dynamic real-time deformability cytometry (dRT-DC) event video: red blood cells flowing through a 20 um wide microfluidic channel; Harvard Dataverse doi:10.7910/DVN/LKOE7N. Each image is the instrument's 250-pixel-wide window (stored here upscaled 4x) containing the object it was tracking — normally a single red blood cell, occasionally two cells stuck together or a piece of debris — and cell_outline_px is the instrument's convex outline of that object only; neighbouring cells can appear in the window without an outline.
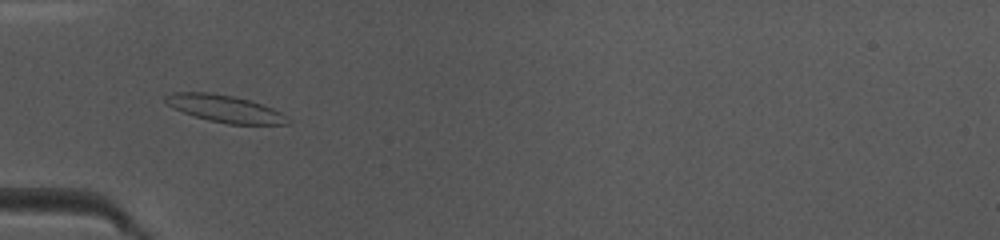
{"species": "common noctule bat (a hibernating species)", "species_latin": "Nyctalus noctula", "temperature_condition": "warm", "stored_images_in_passage": 49, "camera_frame_rate_fps": 3000, "um_per_image_px": 0.085, "animal": {"sex": "female", "body_mass_g": 10.0, "forearm_length_mm": 53.1}, "frame": {"image": 1, "passage_image": 16, "time_ms": 5.0, "image_size_px": [1000, 240], "cell_outline_px": [[292, 120], [288, 124], [228, 124], [208, 120], [184, 112], [168, 104], [164, 100], [164, 96], [172, 92], [208, 92], [232, 96], [252, 100], [272, 108], [280, 112]], "centroid_in_image_um": [19.15, 9.23], "position_along_channel_um": 65.9, "area_um2": 19.19}}
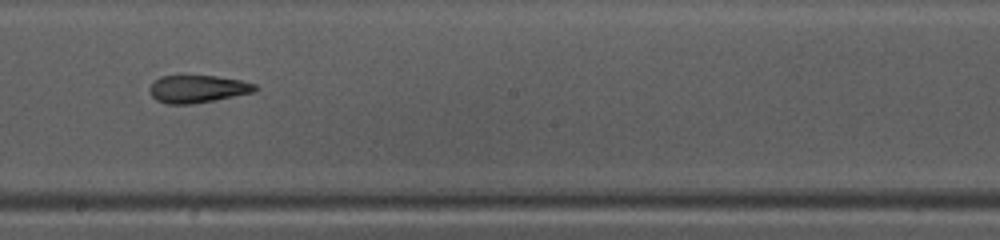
{"frame": {"image": 2, "passage_image": 28, "time_ms": 9.0, "image_size_px": [1000, 240], "cell_outline_px": [[256, 92], [216, 100], [192, 104], [168, 104], [156, 100], [152, 96], [148, 88], [160, 76], [216, 76], [244, 80], [256, 84]], "centroid_in_image_um": [16.84, 7.56], "position_along_channel_um": 231.4, "area_um2": 17.05}}
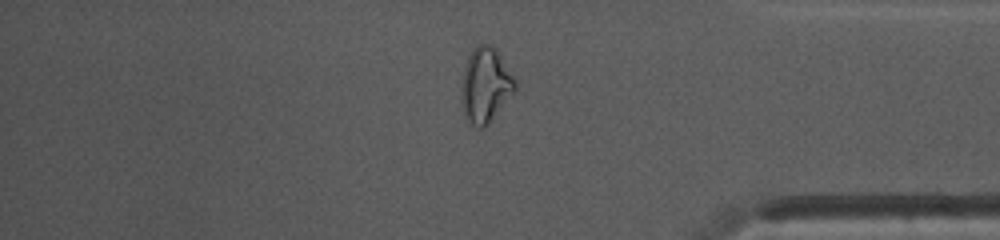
{"frame": {"image": 3, "passage_image": 41, "time_ms": 13.333, "image_size_px": [1000, 240], "cell_outline_px": [[516, 88], [488, 124], [484, 128], [480, 128], [472, 124], [468, 120], [464, 112], [460, 96], [460, 88], [464, 68], [468, 56], [472, 48], [476, 44], [492, 44], [496, 48], [516, 80]], "centroid_in_image_um": [41.24, 7.19], "position_along_channel_um": 394.0, "area_um2": 23.41}, "authors_computed_cell_mechanics": {"area_um2": 19.4208, "velocity_mm_per_s": 4.1469, "shape_relaxation_time_tau1_ms": null, "shape_relaxation_time_tau2_ms": 2.6792, "deformation_change_tau1": null, "deformation_change_tau2": 0.1087}}